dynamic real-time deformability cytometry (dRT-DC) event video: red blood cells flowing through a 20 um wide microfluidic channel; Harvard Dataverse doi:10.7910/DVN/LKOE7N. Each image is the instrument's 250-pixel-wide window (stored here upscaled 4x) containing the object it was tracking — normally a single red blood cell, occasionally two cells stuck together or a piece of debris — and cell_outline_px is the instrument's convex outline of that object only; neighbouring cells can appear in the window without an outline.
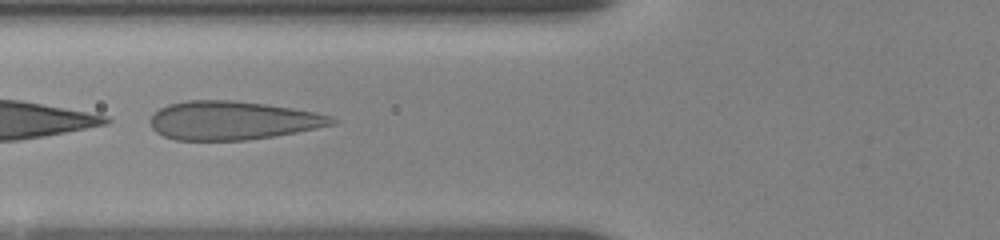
{"species": "human", "species_latin": "Homo sapiens", "temperature_condition": "room temperature", "stored_images_in_passage": 6, "camera_frame_rate_fps": 3000, "um_per_image_px": 0.085, "donor": {"sex": "female"}, "frame": {"image": 1, "passage_image": 3, "time_ms": 1.333, "image_size_px": [1000, 240], "cell_outline_px": [[340, 120], [336, 124], [276, 136], [244, 140], [176, 140], [164, 136], [156, 132], [152, 128], [148, 120], [160, 108], [168, 104], [188, 100], [236, 100], [292, 108], [316, 112], [332, 116]], "centroid_in_image_um": [19.78, 10.24], "position_along_channel_um": 106.0, "area_um2": 41.04}}
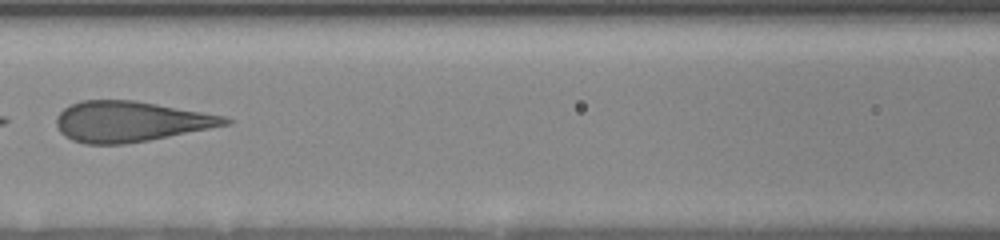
{"frame": {"image": 2, "passage_image": 5, "time_ms": 2.667, "image_size_px": [1000, 240], "cell_outline_px": [[236, 120], [232, 124], [148, 140], [124, 144], [84, 144], [72, 140], [64, 136], [60, 132], [56, 124], [56, 116], [64, 108], [80, 100], [132, 100], [156, 104], [224, 116]], "centroid_in_image_um": [11.07, 10.33], "position_along_channel_um": 155.5, "area_um2": 39.71}}